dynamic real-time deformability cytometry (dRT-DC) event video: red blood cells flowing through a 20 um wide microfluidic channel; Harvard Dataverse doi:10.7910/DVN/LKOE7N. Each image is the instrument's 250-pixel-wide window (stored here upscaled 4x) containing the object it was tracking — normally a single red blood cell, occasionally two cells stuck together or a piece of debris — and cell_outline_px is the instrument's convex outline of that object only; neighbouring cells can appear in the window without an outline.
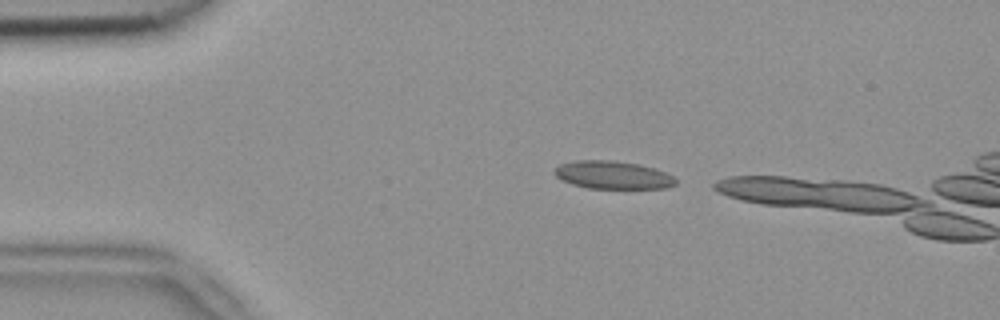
{"species": "common noctule bat (a hibernating species)", "species_latin": "Nyctalus noctula", "temperature_condition": "room temperature", "stored_images_in_passage": 3, "camera_frame_rate_fps": 3000, "um_per_image_px": 0.085, "animal": {"sex": "female", "body_mass_g": 18.4}, "frame": {"image": 1, "passage_image": 1, "time_ms": 0.0, "image_size_px": [1000, 320], "cell_outline_px": [[676, 184], [664, 188], [588, 188], [572, 184], [556, 176], [552, 172], [560, 164], [576, 160], [616, 160], [640, 164], [656, 168], [672, 176], [676, 180]], "centroid_in_image_um": [52.09, 14.86], "position_along_channel_um": 32.9, "area_um2": 19.71}}